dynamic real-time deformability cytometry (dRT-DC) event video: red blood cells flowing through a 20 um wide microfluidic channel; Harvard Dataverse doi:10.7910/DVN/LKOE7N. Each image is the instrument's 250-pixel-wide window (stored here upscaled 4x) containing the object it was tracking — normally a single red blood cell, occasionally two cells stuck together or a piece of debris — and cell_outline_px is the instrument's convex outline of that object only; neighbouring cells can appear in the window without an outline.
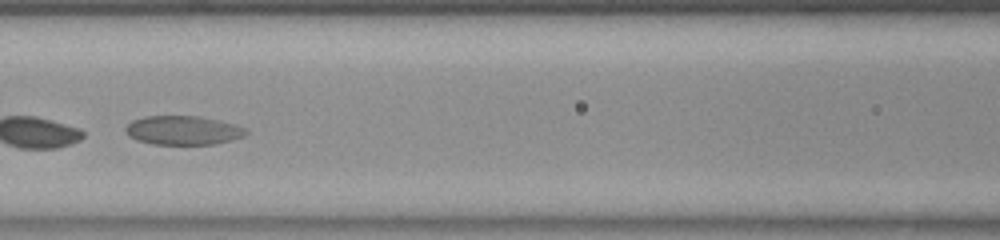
{"species": "common noctule bat (a hibernating species)", "species_latin": "Nyctalus noctula", "temperature_condition": "room temperature", "stored_images_in_passage": 39, "camera_frame_rate_fps": 3000, "um_per_image_px": 0.085, "animal": {"sex": "female", "body_mass_g": 23.0, "forearm_length_mm": 53.4}, "frame": {"image": 1, "passage_image": 20, "time_ms": 6.333, "image_size_px": [1000, 240], "cell_outline_px": [[248, 132], [244, 136], [232, 140], [216, 144], [152, 144], [136, 140], [128, 136], [124, 128], [132, 120], [144, 116], [200, 116], [236, 124], [244, 128]], "centroid_in_image_um": [15.55, 11.07], "position_along_channel_um": 151.1, "area_um2": 20.46}, "authors_computed_cell_mechanics": {"area_um2": 20.808, "velocity_mm_per_s": 3.5948, "shape_relaxation_time_tau1_ms": 1.6886, "shape_relaxation_time_tau2_ms": null, "deformation_change_tau1": 0.2191, "deformation_change_tau2": null}}